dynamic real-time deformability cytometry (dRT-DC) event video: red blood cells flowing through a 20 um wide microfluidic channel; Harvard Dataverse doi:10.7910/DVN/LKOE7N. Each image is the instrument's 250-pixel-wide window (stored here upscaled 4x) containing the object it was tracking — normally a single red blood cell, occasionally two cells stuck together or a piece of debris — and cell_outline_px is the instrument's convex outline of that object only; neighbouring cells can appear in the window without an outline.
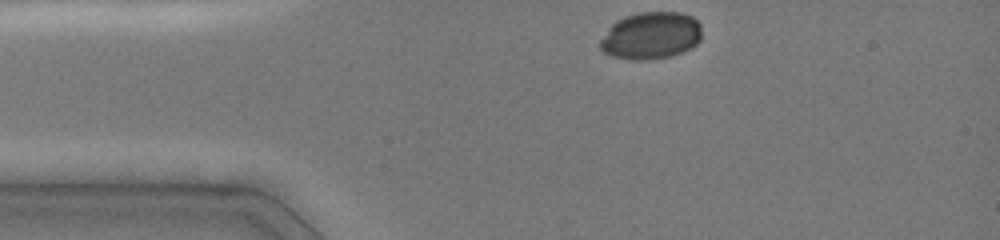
{"species": "common noctule bat (a hibernating species)", "species_latin": "Nyctalus noctula", "temperature_condition": "cold", "stored_images_in_passage": 4, "camera_frame_rate_fps": 3000, "um_per_image_px": 0.085, "animal": {"sex": "female", "body_mass_g": 19.0, "forearm_length_mm": 51.5}, "frame": {"image": 1, "passage_image": 1, "time_ms": 0.0, "image_size_px": [1000, 240], "cell_outline_px": [[700, 40], [692, 48], [668, 56], [648, 60], [632, 60], [612, 56], [604, 52], [600, 48], [600, 40], [608, 28], [616, 20], [624, 16], [640, 12], [680, 12], [692, 16], [700, 24]], "centroid_in_image_um": [55.31, 3.02], "position_along_channel_um": 29.7, "area_um2": 27.98}}